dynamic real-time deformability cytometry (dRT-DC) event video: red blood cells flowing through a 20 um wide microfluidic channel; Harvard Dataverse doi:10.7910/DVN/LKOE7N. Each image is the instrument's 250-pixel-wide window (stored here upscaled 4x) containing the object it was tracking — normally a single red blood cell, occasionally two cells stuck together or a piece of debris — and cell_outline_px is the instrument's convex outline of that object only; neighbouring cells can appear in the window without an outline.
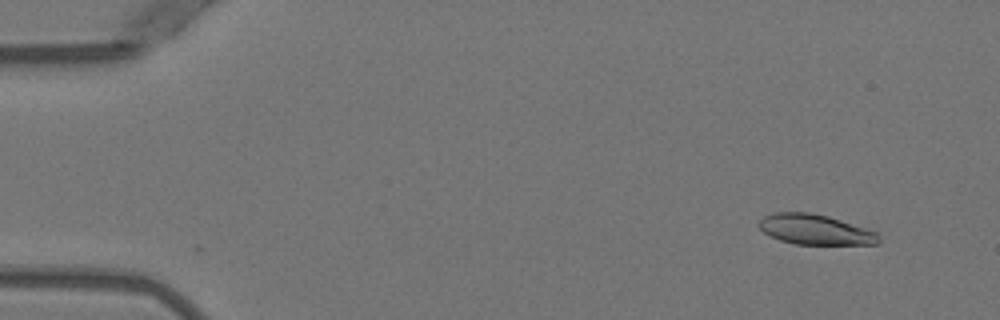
{"species": "Egyptian fruit bat (a non-hibernating species)", "species_latin": "Rousettus aegyptiacus", "temperature_condition": "warm", "stored_images_in_passage": 52, "camera_frame_rate_fps": 3000, "um_per_image_px": 0.085, "animal": {"sex": "female"}, "frame": {"image": 1, "passage_image": 5, "time_ms": 1.333, "image_size_px": [1000, 320], "cell_outline_px": [[868, 244], [800, 244], [784, 240], [768, 232], [772, 216], [824, 216], [836, 220], [868, 232]], "centroid_in_image_um": [69.37, 19.61], "position_along_channel_um": 15.6, "area_um2": 16.36}}
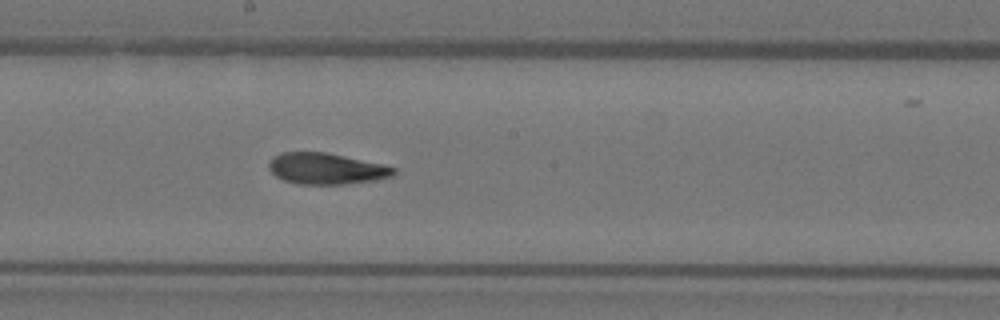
{"frame": {"image": 2, "passage_image": 29, "time_ms": 9.333, "image_size_px": [1000, 320], "cell_outline_px": [[392, 172], [380, 176], [352, 180], [292, 180], [280, 176], [272, 168], [272, 164], [280, 156], [296, 152], [316, 152], [336, 156], [392, 168]], "centroid_in_image_um": [27.62, 14.24], "position_along_channel_um": 220.6, "area_um2": 17.69}}
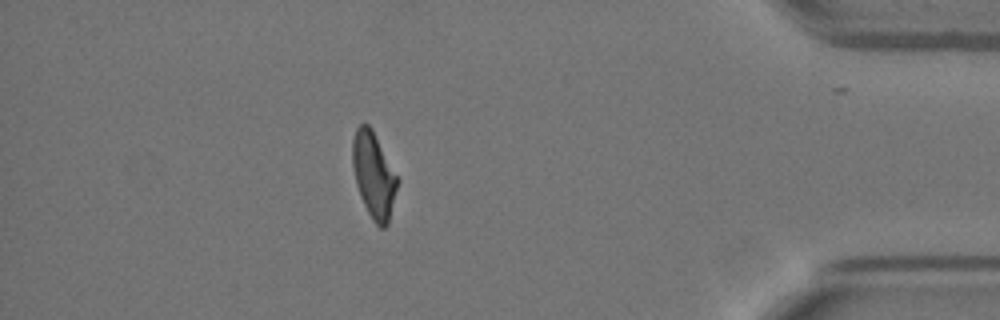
{"frame": {"image": 3, "passage_image": 46, "time_ms": 15.0, "image_size_px": [1000, 320], "cell_outline_px": [[396, 184], [388, 216], [384, 224], [380, 224], [372, 216], [360, 192], [356, 176], [356, 132], [364, 124], [372, 132], [396, 176]], "centroid_in_image_um": [31.8, 14.89], "position_along_channel_um": 403.4, "area_um2": 18.61}, "authors_computed_cell_mechanics": {"area_um2": 18.5538, "velocity_mm_per_s": 3.9793, "shape_relaxation_time_tau1_ms": null, "shape_relaxation_time_tau2_ms": 3.6797, "deformation_change_tau1": null, "deformation_change_tau2": 0.1312}}